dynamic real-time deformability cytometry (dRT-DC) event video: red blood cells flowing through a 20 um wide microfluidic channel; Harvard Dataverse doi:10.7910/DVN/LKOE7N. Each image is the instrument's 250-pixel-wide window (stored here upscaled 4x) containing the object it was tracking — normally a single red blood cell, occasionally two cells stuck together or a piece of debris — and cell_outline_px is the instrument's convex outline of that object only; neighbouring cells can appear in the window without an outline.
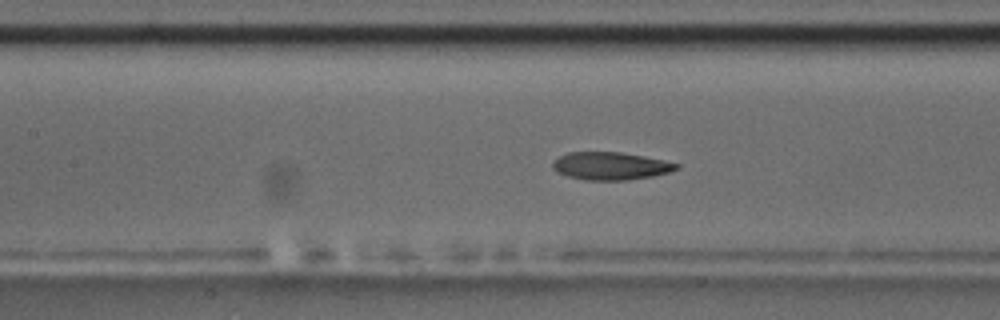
{"species": "common noctule bat (a hibernating species)", "species_latin": "Nyctalus noctula", "temperature_condition": "room temperature", "stored_images_in_passage": 48, "camera_frame_rate_fps": 3000, "um_per_image_px": 0.085, "animal": {"sex": "male", "body_mass_g": 17.5, "forearm_length_mm": 52.3}, "frame": {"image": 1, "passage_image": 18, "time_ms": 5.667, "image_size_px": [1000, 320], "cell_outline_px": [[680, 168], [672, 172], [652, 176], [628, 180], [584, 180], [568, 176], [556, 172], [552, 168], [552, 164], [560, 156], [568, 152], [620, 152], [644, 156], [664, 160], [680, 164]], "centroid_in_image_um": [51.93, 14.11], "position_along_channel_um": 155.5, "area_um2": 20.11}}
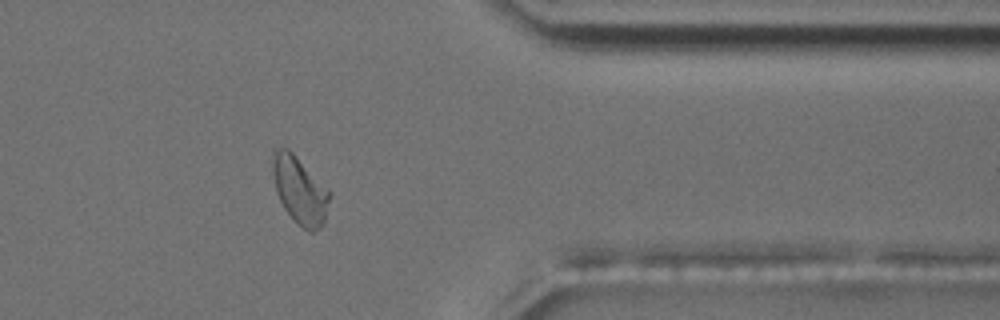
{"frame": {"image": 2, "passage_image": 38, "time_ms": 12.333, "image_size_px": [1000, 320], "cell_outline_px": [[332, 196], [324, 224], [320, 228], [312, 232], [308, 232], [284, 208], [276, 192], [272, 172], [272, 148], [288, 148], [332, 192]], "centroid_in_image_um": [25.5, 16.15], "position_along_channel_um": 385.9, "area_um2": 22.48}}
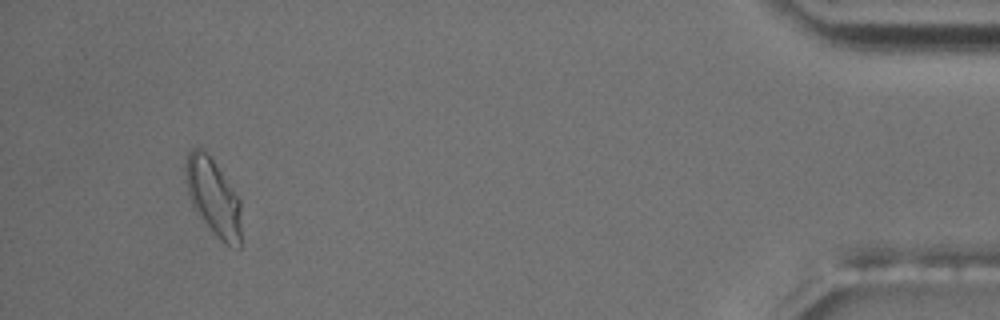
{"frame": {"image": 3, "passage_image": 45, "time_ms": 14.667, "image_size_px": [1000, 320], "cell_outline_px": [[240, 248], [224, 244], [220, 240], [200, 216], [192, 204], [188, 192], [184, 176], [184, 164], [188, 152], [192, 148], [200, 148], [212, 160], [232, 188], [240, 200]], "centroid_in_image_um": [18.1, 16.75], "position_along_channel_um": 417.1, "area_um2": 24.39}, "authors_computed_cell_mechanics": {"area_um2": 20.4034, "velocity_mm_per_s": 3.6722, "shape_relaxation_time_tau1_ms": 6.7838, "shape_relaxation_time_tau2_ms": 2.4977, "deformation_change_tau1": 0.1538, "deformation_change_tau2": 0.0629}}